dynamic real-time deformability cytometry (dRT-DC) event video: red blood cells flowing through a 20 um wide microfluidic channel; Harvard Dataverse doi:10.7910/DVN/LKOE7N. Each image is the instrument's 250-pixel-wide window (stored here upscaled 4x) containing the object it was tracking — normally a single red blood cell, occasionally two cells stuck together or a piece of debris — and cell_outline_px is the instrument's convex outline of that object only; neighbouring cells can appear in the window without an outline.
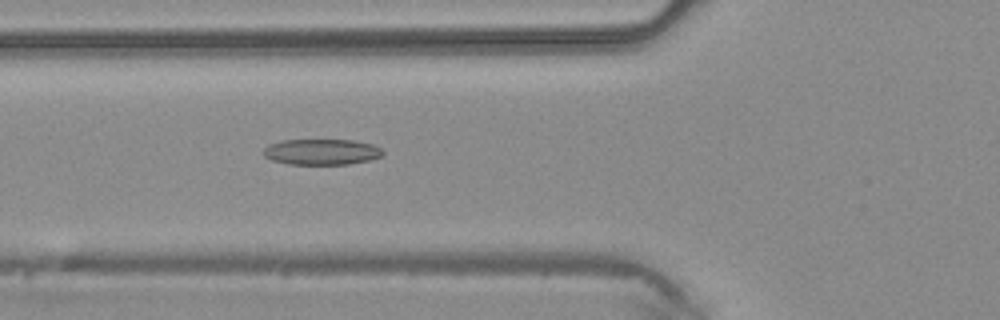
{"species": "common noctule bat (a hibernating species)", "species_latin": "Nyctalus noctula", "temperature_condition": "warm", "stored_images_in_passage": 43, "camera_frame_rate_fps": 3000, "um_per_image_px": 0.085, "animal": {"sex": "male", "body_mass_g": 20.4}, "frame": {"image": 1, "passage_image": 16, "time_ms": 5.0, "image_size_px": [1000, 320], "cell_outline_px": [[384, 152], [380, 156], [368, 160], [348, 164], [288, 164], [272, 160], [264, 156], [264, 148], [268, 144], [280, 140], [352, 140], [372, 144], [380, 148]], "centroid_in_image_um": [27.3, 12.9], "position_along_channel_um": 98.5, "area_um2": 17.86}}
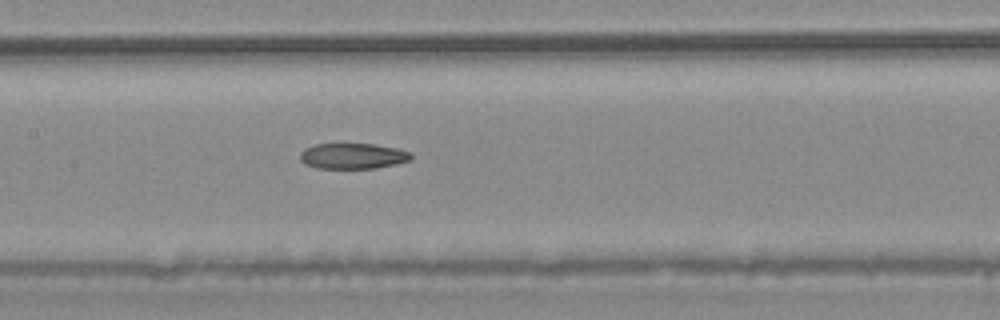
{"frame": {"image": 2, "passage_image": 21, "time_ms": 6.667, "image_size_px": [1000, 320], "cell_outline_px": [[412, 160], [396, 164], [376, 168], [316, 168], [304, 164], [300, 160], [300, 152], [304, 148], [316, 144], [372, 144], [396, 148], [412, 152]], "centroid_in_image_um": [29.99, 13.26], "position_along_channel_um": 177.4, "area_um2": 16.7}}
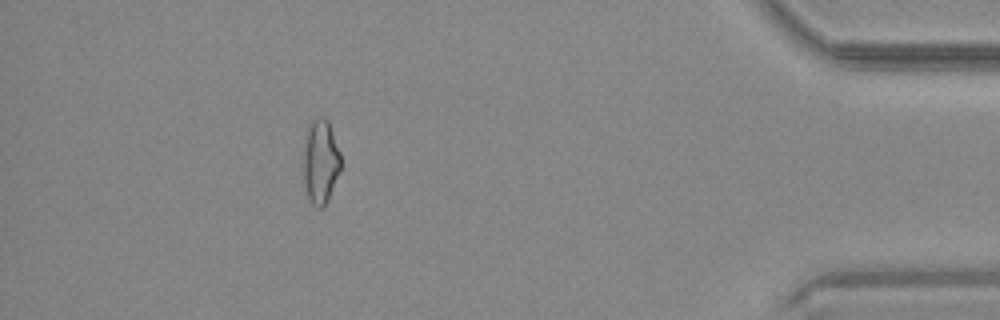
{"frame": {"image": 3, "passage_image": 39, "time_ms": 12.667, "image_size_px": [1000, 320], "cell_outline_px": [[340, 172], [328, 200], [320, 208], [316, 208], [308, 200], [300, 168], [304, 140], [308, 124], [316, 116], [324, 116], [328, 120], [340, 152]], "centroid_in_image_um": [27.19, 13.72], "position_along_channel_um": 408.0, "area_um2": 19.25}}